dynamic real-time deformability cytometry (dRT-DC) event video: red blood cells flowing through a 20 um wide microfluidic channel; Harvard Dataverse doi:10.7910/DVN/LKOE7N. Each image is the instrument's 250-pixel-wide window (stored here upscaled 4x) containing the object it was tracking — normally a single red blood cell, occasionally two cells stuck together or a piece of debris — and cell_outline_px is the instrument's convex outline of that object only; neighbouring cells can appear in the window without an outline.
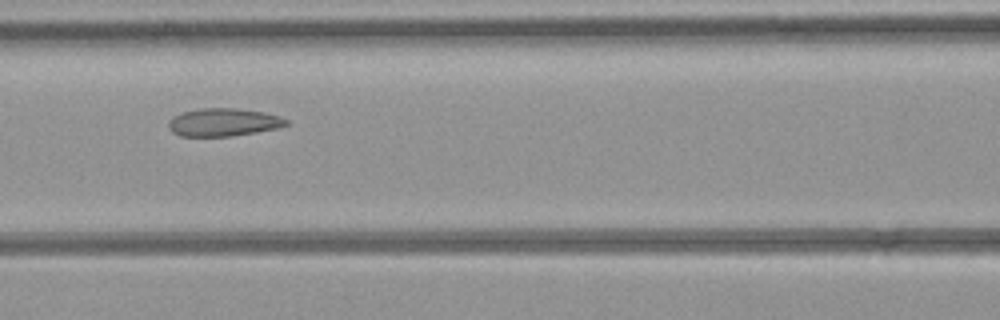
{"species": "common noctule bat (a hibernating species)", "species_latin": "Nyctalus noctula", "temperature_condition": "room temperature", "stored_images_in_passage": 5, "camera_frame_rate_fps": 3000, "um_per_image_px": 0.085, "animal": {"sex": "female", "body_mass_g": 21.9}, "frame": {"image": 1, "passage_image": 3, "time_ms": 2.0, "image_size_px": [1000, 320], "cell_outline_px": [[288, 124], [280, 128], [232, 136], [180, 136], [172, 132], [168, 128], [168, 120], [172, 116], [180, 112], [200, 108], [236, 108], [264, 112], [280, 116], [288, 120]], "centroid_in_image_um": [18.97, 10.39], "position_along_channel_um": 147.6, "area_um2": 19.42}}
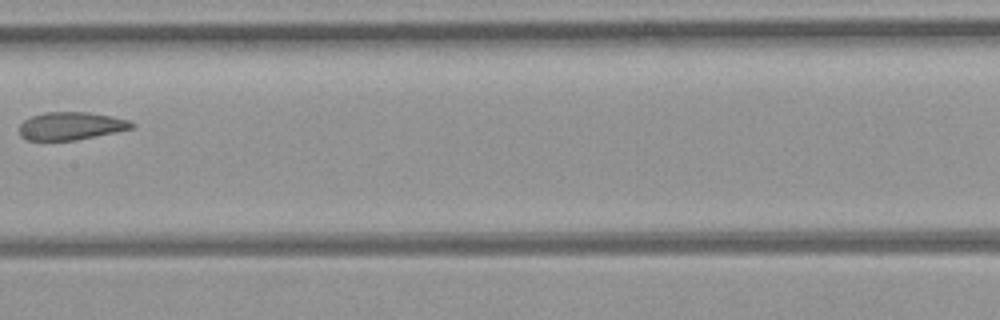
{"frame": {"image": 2, "passage_image": 4, "time_ms": 3.333, "image_size_px": [1000, 320], "cell_outline_px": [[136, 124], [132, 128], [116, 132], [76, 140], [28, 140], [20, 136], [20, 124], [24, 120], [32, 116], [44, 112], [88, 112], [112, 116], [128, 120]], "centroid_in_image_um": [6.03, 10.7], "position_along_channel_um": 201.4, "area_um2": 18.21}}
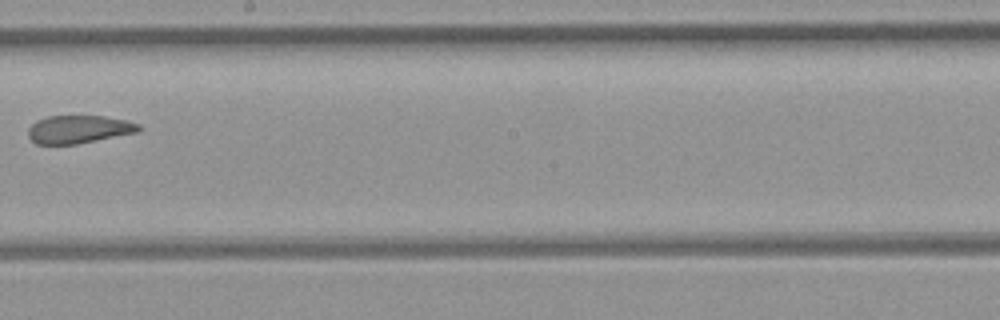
{"frame": {"image": 3, "passage_image": 5, "time_ms": 4.333, "image_size_px": [1000, 320], "cell_outline_px": [[140, 132], [76, 144], [36, 144], [28, 136], [28, 128], [36, 120], [48, 116], [104, 116], [124, 120], [140, 124]], "centroid_in_image_um": [6.69, 10.99], "position_along_channel_um": 241.5, "area_um2": 18.03}}